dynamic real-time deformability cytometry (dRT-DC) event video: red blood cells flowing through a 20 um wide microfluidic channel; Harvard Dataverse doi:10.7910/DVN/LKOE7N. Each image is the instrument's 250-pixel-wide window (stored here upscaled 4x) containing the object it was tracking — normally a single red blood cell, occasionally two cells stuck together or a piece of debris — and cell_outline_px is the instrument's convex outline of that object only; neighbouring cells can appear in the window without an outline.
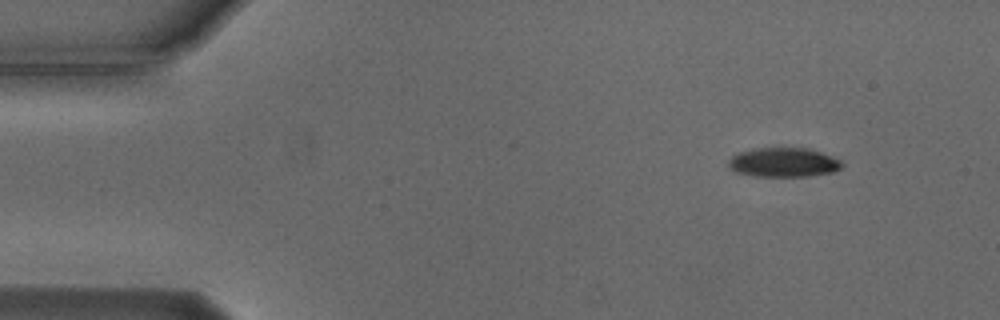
{"species": "Egyptian fruit bat (a non-hibernating species)", "species_latin": "Rousettus aegyptiacus", "temperature_condition": "cold", "stored_images_in_passage": 50, "camera_frame_rate_fps": 3000, "um_per_image_px": 0.085, "animal": {"sex": "male"}, "frame": {"image": 1, "passage_image": 1, "time_ms": 0.0, "image_size_px": [1000, 320], "cell_outline_px": [[844, 164], [836, 172], [804, 176], [756, 176], [736, 172], [728, 164], [728, 160], [732, 156], [740, 152], [756, 148], [808, 148], [832, 156], [840, 160]], "centroid_in_image_um": [66.63, 13.8], "position_along_channel_um": 18.4, "area_um2": 19.25}}
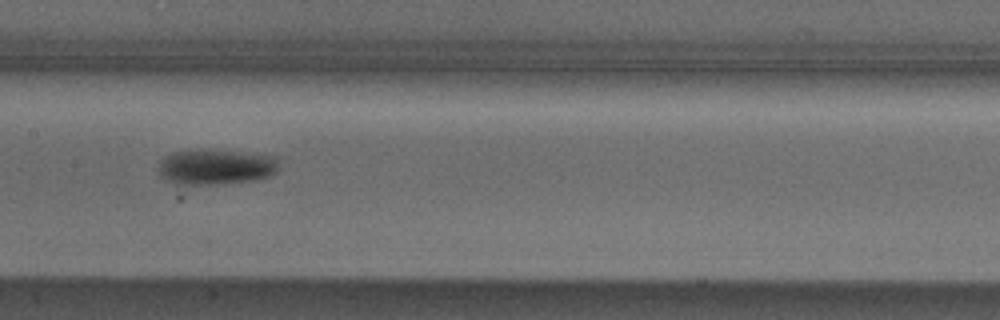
{"frame": {"image": 2, "passage_image": 22, "time_ms": 7.0, "image_size_px": [1000, 320], "cell_outline_px": [[276, 172], [272, 176], [256, 180], [216, 184], [176, 184], [160, 176], [160, 160], [164, 156], [172, 152], [192, 148], [200, 148], [276, 156]], "centroid_in_image_um": [18.31, 14.17], "position_along_channel_um": 189.1, "area_um2": 25.03}}
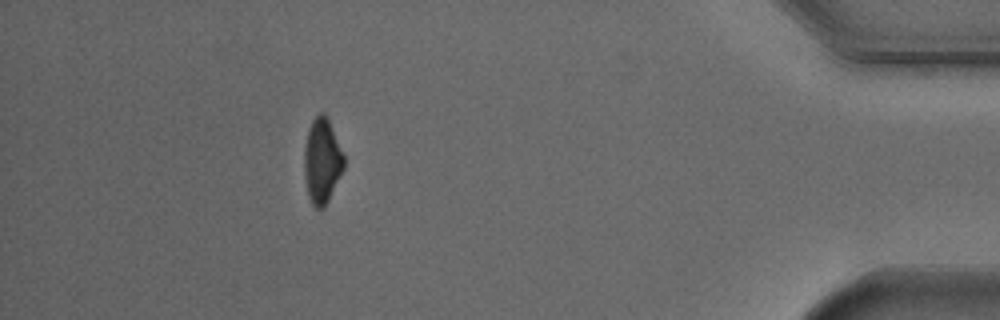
{"frame": {"image": 3, "passage_image": 44, "time_ms": 14.333, "image_size_px": [1000, 320], "cell_outline_px": [[344, 168], [324, 208], [316, 208], [312, 204], [308, 196], [304, 176], [304, 148], [308, 128], [312, 120], [320, 112], [324, 112], [328, 120], [344, 156]], "centroid_in_image_um": [27.35, 13.68], "position_along_channel_um": 407.9, "area_um2": 19.48}, "authors_computed_cell_mechanics": {"area_um2": 21.2993, "velocity_mm_per_s": 3.7604, "shape_relaxation_time_tau1_ms": 2.4258, "shape_relaxation_time_tau2_ms": null, "deformation_change_tau1": 0.1126, "deformation_change_tau2": null}}